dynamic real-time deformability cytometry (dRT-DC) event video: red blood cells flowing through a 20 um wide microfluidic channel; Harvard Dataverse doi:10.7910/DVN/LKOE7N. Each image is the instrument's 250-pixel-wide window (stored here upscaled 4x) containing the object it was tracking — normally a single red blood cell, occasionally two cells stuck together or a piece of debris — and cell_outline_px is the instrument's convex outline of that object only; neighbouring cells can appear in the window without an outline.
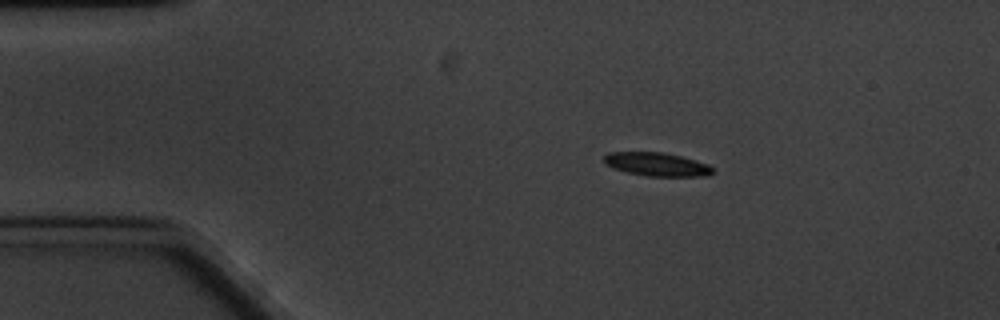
{"species": "common noctule bat (a hibernating species)", "species_latin": "Nyctalus noctula", "temperature_condition": "cold", "stored_images_in_passage": 4, "camera_frame_rate_fps": 3000, "um_per_image_px": 0.085, "animal": {"sex": "male", "body_mass_g": 20.1, "forearm_length_mm": 53.5}, "frame": {"image": 1, "passage_image": 2, "time_ms": 2.0, "image_size_px": [1000, 320], "cell_outline_px": [[712, 172], [708, 176], [648, 176], [628, 172], [612, 168], [604, 164], [604, 156], [608, 152], [660, 152], [680, 156], [696, 160], [708, 164], [712, 168]], "centroid_in_image_um": [55.8, 13.96], "position_along_channel_um": 29.2, "area_um2": 14.8}}